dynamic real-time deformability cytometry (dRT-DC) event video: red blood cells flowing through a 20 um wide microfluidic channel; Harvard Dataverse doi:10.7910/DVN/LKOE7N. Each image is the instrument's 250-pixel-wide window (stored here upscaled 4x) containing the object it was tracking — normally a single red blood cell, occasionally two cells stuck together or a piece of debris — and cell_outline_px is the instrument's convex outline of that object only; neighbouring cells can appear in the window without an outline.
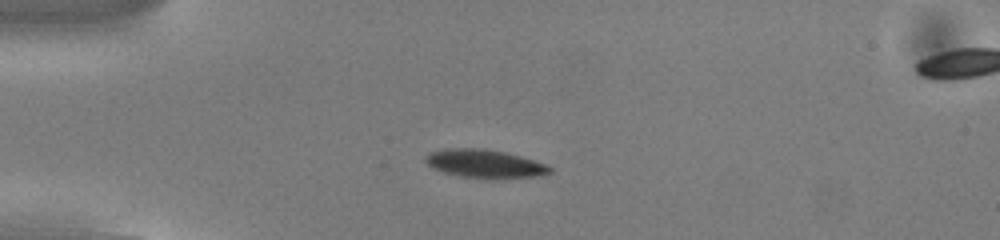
{"species": "common noctule bat (a hibernating species)", "species_latin": "Nyctalus noctula", "temperature_condition": "cold", "stored_images_in_passage": 53, "camera_frame_rate_fps": 3000, "um_per_image_px": 0.085, "animal": {"sex": "male", "body_mass_g": 13.0, "forearm_length_mm": 53.1}, "frame": {"image": 1, "passage_image": 13, "time_ms": 4.0, "image_size_px": [1000, 240], "cell_outline_px": [[552, 172], [536, 176], [460, 176], [444, 172], [432, 168], [424, 160], [424, 156], [432, 152], [444, 148], [484, 148], [504, 152], [520, 156], [548, 164], [552, 168]], "centroid_in_image_um": [41.16, 13.86], "position_along_channel_um": 43.8, "area_um2": 19.77}}
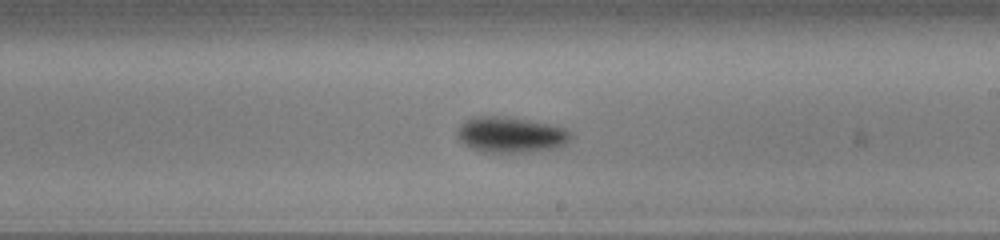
{"frame": {"image": 2, "passage_image": 31, "time_ms": 10.0, "image_size_px": [1000, 240], "cell_outline_px": [[576, 136], [564, 144], [556, 148], [532, 152], [484, 152], [472, 148], [464, 144], [456, 136], [456, 132], [460, 124], [472, 116], [512, 116], [552, 124], [564, 128], [572, 132]], "centroid_in_image_um": [43.45, 11.43], "position_along_channel_um": 245.6, "area_um2": 24.22}}
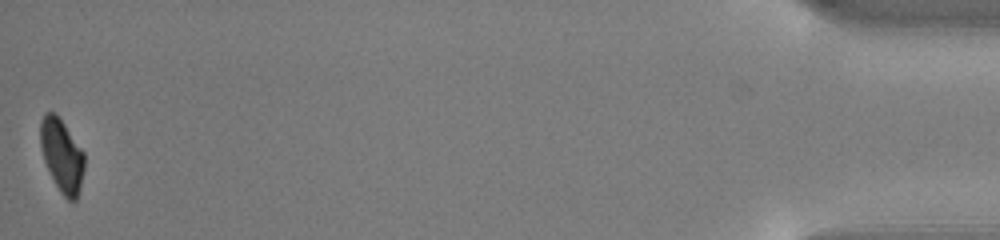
{"frame": {"image": 3, "passage_image": 53, "time_ms": 17.333, "image_size_px": [1000, 240], "cell_outline_px": [[84, 168], [76, 200], [72, 204], [60, 192], [44, 160], [40, 144], [40, 120], [44, 112], [56, 112], [84, 152]], "centroid_in_image_um": [5.25, 13.18], "position_along_channel_um": 430.0, "area_um2": 18.61}, "authors_computed_cell_mechanics": {"area_um2": 20.808, "velocity_mm_per_s": 3.8062, "shape_relaxation_time_tau1_ms": 1.6901, "shape_relaxation_time_tau2_ms": null, "deformation_change_tau1": 0.1047, "deformation_change_tau2": null}}